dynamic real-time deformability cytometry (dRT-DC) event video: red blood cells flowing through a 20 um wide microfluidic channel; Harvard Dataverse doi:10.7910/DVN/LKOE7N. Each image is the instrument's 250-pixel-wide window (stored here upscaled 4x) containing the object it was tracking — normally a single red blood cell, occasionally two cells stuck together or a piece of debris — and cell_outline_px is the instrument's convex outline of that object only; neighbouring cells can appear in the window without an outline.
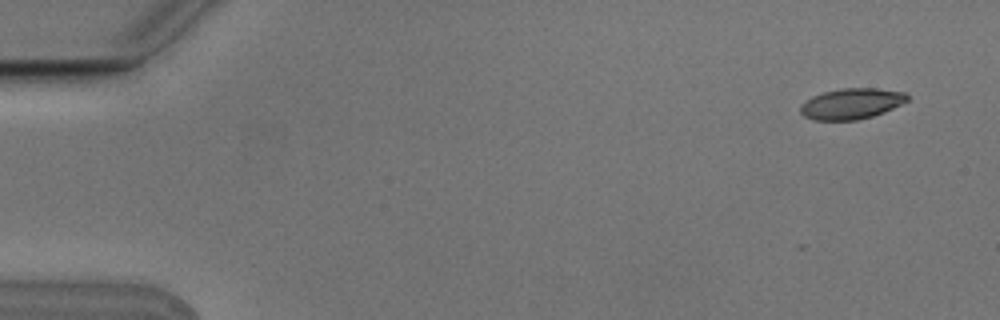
{"species": "Egyptian fruit bat (a non-hibernating species)", "species_latin": "Rousettus aegyptiacus", "temperature_condition": "cold", "stored_images_in_passage": 4, "segment_of_instrument_passage": [2, 2], "camera_frame_rate_fps": 3000, "um_per_image_px": 0.085, "animal": {"sex": "male"}, "frame": {"image": 1, "passage_image": 4, "time_ms": 1.0, "image_size_px": [1000, 320], "cell_outline_px": [[908, 100], [884, 112], [872, 116], [856, 120], [812, 120], [804, 116], [800, 112], [800, 108], [812, 96], [824, 92], [840, 88], [876, 88], [904, 92], [908, 96]], "centroid_in_image_um": [72.37, 8.81], "position_along_channel_um": 12.6, "area_um2": 18.96}}